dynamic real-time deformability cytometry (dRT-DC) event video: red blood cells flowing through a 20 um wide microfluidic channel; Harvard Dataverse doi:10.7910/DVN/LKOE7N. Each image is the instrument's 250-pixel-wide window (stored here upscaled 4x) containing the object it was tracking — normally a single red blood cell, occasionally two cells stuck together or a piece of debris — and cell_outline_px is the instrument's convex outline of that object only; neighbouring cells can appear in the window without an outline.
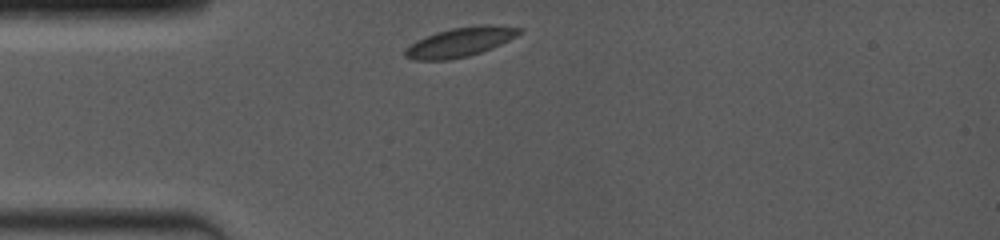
{"species": "common noctule bat (a hibernating species)", "species_latin": "Nyctalus noctula", "temperature_condition": "room temperature", "stored_images_in_passage": 24, "camera_frame_rate_fps": 4000, "um_per_image_px": 0.085, "animal": {"sex": "female", "body_mass_g": 19.0, "forearm_length_mm": 53.3}, "frame": {"image": 1, "passage_image": 1, "time_ms": 0.0, "image_size_px": [1000, 240], "cell_outline_px": [[524, 28], [516, 36], [492, 48], [468, 56], [448, 60], [412, 60], [404, 56], [404, 52], [416, 40], [436, 32], [452, 28], [476, 24], [492, 24]], "centroid_in_image_um": [39.12, 3.56], "position_along_channel_um": 45.9, "area_um2": 19.54}}
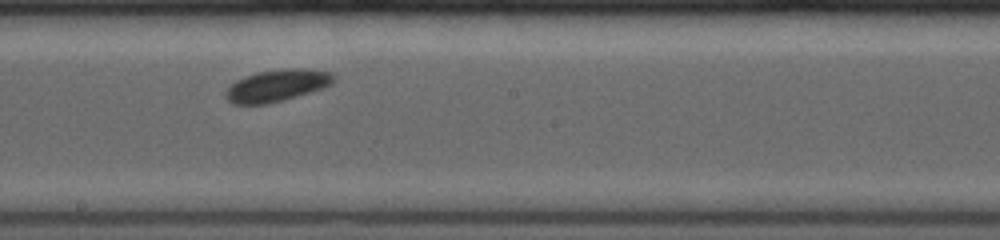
{"frame": {"image": 2, "passage_image": 14, "time_ms": 5.0, "image_size_px": [1000, 240], "cell_outline_px": [[336, 80], [332, 84], [324, 88], [284, 100], [264, 104], [232, 104], [224, 96], [224, 92], [236, 80], [244, 76], [256, 72], [280, 68], [304, 68], [332, 72], [336, 76]], "centroid_in_image_um": [23.57, 7.25], "position_along_channel_um": 224.6, "area_um2": 20.46}}
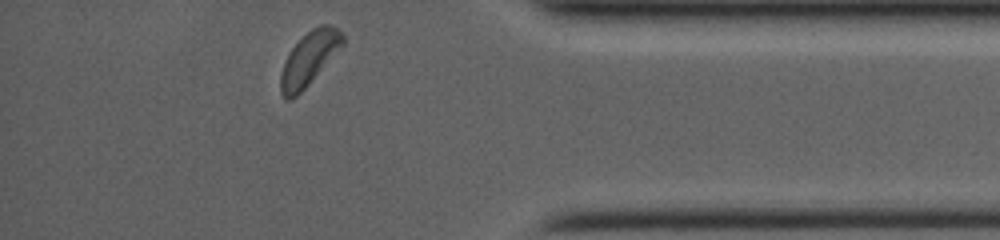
{"frame": {"image": 3, "passage_image": 24, "time_ms": 10.0, "image_size_px": [1000, 240], "cell_outline_px": [[344, 44], [308, 84], [292, 100], [284, 100], [280, 92], [280, 76], [284, 64], [292, 48], [312, 28], [320, 24], [328, 24], [336, 28], [344, 36]], "centroid_in_image_um": [26.27, 5.0], "position_along_channel_um": 408.9, "area_um2": 18.84}, "authors_computed_cell_mechanics": {"area_um2": 19.4208, "velocity_mm_per_s": 3.9231, "shape_relaxation_time_tau1_ms": 4.8787, "shape_relaxation_time_tau2_ms": 3.8051, "deformation_change_tau1": 0.1002, "deformation_change_tau2": 0.0643}}